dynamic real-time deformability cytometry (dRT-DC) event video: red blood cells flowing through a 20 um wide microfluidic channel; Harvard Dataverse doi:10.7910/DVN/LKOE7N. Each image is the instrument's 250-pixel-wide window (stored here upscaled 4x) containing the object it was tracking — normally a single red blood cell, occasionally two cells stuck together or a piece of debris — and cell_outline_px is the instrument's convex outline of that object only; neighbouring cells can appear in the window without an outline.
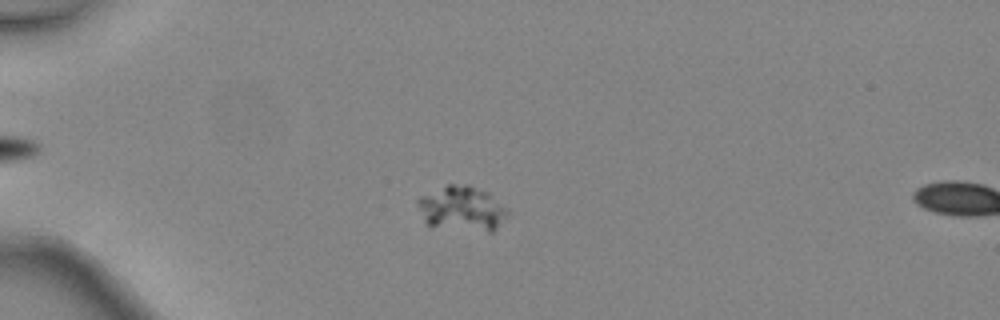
{"species": "common noctule bat (a hibernating species)", "species_latin": "Nyctalus noctula", "temperature_condition": "warm", "stored_images_in_passage": 13, "camera_frame_rate_fps": 3000, "um_per_image_px": 0.085, "animal": {"sex": "female", "body_mass_g": 24.6, "forearm_length_mm": 56.2}, "frame": {"image": 1, "passage_image": 11, "time_ms": 3.333, "image_size_px": [1000, 320], "cell_outline_px": [[508, 212], [496, 228], [492, 232], [488, 232], [428, 224], [424, 220], [416, 204], [416, 200], [420, 196], [448, 184], [468, 184], [488, 192]], "centroid_in_image_um": [39.22, 17.69], "position_along_channel_um": 45.8, "area_um2": 22.83}}